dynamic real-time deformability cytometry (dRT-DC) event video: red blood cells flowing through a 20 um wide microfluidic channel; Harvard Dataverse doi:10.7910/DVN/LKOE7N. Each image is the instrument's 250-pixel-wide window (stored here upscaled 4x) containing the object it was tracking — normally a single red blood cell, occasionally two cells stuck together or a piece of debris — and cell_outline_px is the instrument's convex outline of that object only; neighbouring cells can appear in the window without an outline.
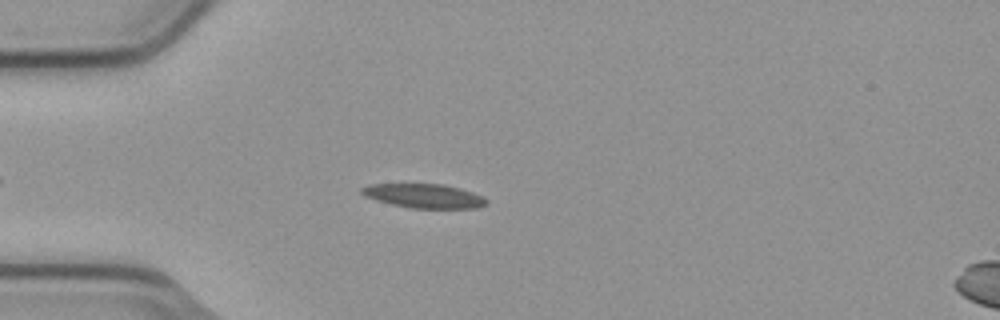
{"species": "common noctule bat (a hibernating species)", "species_latin": "Nyctalus noctula", "temperature_condition": "cold", "stored_images_in_passage": 5, "camera_frame_rate_fps": 3000, "um_per_image_px": 0.085, "animal": {"sex": "male", "body_mass_g": 23.1, "forearm_length_mm": 52.7}, "frame": {"image": 1, "passage_image": 5, "time_ms": 1.333, "image_size_px": [1000, 320], "cell_outline_px": [[488, 204], [476, 208], [408, 208], [376, 200], [364, 196], [360, 192], [360, 188], [368, 184], [444, 184], [460, 188], [472, 192], [488, 200]], "centroid_in_image_um": [36.02, 16.65], "position_along_channel_um": 49.0, "area_um2": 17.57}}